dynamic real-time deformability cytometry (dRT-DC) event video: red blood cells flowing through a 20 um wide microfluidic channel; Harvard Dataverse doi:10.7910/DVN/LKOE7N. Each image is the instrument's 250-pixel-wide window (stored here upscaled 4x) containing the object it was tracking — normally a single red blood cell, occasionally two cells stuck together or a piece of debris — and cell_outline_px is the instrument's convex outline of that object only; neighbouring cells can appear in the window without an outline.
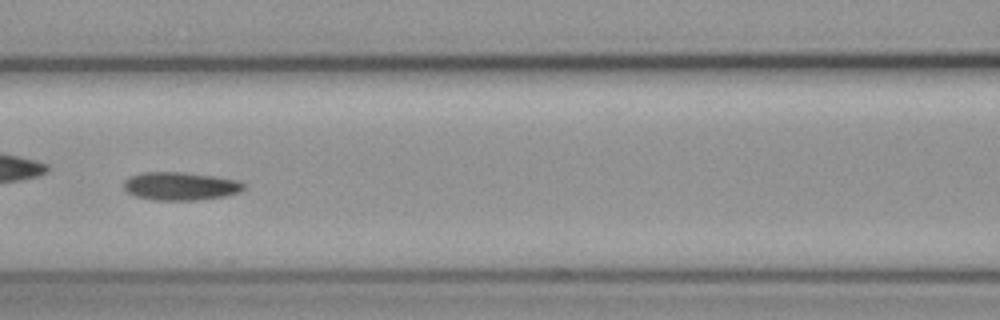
{"species": "common noctule bat (a hibernating species)", "species_latin": "Nyctalus noctula", "temperature_condition": "cold", "stored_images_in_passage": 7, "camera_frame_rate_fps": 3000, "um_per_image_px": 0.085, "animal": {"sex": "female", "body_mass_g": 19.3, "forearm_length_mm": 54.1}, "frame": {"image": 1, "passage_image": 3, "time_ms": 0.667, "image_size_px": [1000, 320], "cell_outline_px": [[244, 188], [240, 192], [224, 196], [196, 200], [152, 200], [136, 196], [128, 192], [124, 188], [124, 180], [132, 176], [144, 172], [184, 172], [216, 176], [240, 180], [244, 184]], "centroid_in_image_um": [15.36, 15.82], "position_along_channel_um": 151.2, "area_um2": 19.71}}
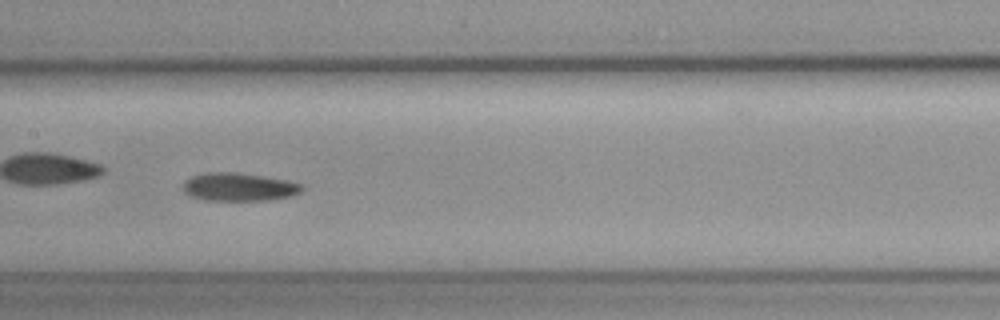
{"frame": {"image": 2, "passage_image": 4, "time_ms": 1.0, "image_size_px": [1000, 320], "cell_outline_px": [[304, 188], [300, 192], [292, 196], [272, 200], [204, 200], [192, 196], [184, 192], [180, 188], [184, 180], [192, 176], [204, 172], [236, 172], [264, 176], [288, 180], [300, 184]], "centroid_in_image_um": [20.28, 15.88], "position_along_channel_um": 187.1, "area_um2": 19.77}}